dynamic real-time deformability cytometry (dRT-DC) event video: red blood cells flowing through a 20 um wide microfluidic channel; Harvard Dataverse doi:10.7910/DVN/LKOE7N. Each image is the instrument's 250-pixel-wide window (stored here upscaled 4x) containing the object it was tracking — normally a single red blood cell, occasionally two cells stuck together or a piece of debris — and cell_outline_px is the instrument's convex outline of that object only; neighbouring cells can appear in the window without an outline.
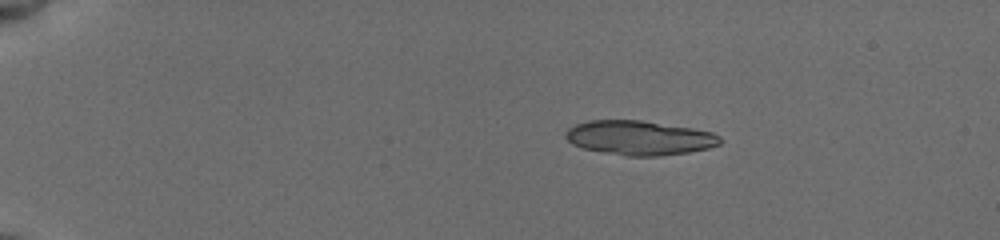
{"species": "common noctule bat (a hibernating species)", "species_latin": "Nyctalus noctula", "temperature_condition": "cold", "stored_images_in_passage": 45, "segment_of_instrument_passage": [1, 2], "camera_frame_rate_fps": 3000, "um_per_image_px": 0.085, "animal": {"sex": "female", "body_mass_g": 19.5, "forearm_length_mm": 54.1}, "frame": {"image": 1, "passage_image": 9, "time_ms": 3.333, "image_size_px": [1000, 240], "cell_outline_px": [[724, 140], [720, 144], [708, 148], [688, 152], [656, 156], [628, 156], [604, 152], [584, 148], [572, 144], [564, 136], [564, 132], [568, 128], [576, 124], [588, 120], [640, 120], [692, 128], [712, 132], [720, 136]], "centroid_in_image_um": [54.35, 11.71], "position_along_channel_um": 30.7, "area_um2": 30.92}}